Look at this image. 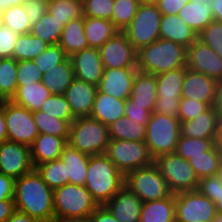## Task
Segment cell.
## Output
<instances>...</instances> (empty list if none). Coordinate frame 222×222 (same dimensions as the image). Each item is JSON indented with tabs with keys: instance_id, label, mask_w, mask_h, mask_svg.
<instances>
[{
	"instance_id": "obj_15",
	"label": "cell",
	"mask_w": 222,
	"mask_h": 222,
	"mask_svg": "<svg viewBox=\"0 0 222 222\" xmlns=\"http://www.w3.org/2000/svg\"><path fill=\"white\" fill-rule=\"evenodd\" d=\"M186 67L222 81V58L199 39L187 48Z\"/></svg>"
},
{
	"instance_id": "obj_36",
	"label": "cell",
	"mask_w": 222,
	"mask_h": 222,
	"mask_svg": "<svg viewBox=\"0 0 222 222\" xmlns=\"http://www.w3.org/2000/svg\"><path fill=\"white\" fill-rule=\"evenodd\" d=\"M50 44L32 35L31 33L18 35L13 50V58L16 61L33 60L44 52Z\"/></svg>"
},
{
	"instance_id": "obj_21",
	"label": "cell",
	"mask_w": 222,
	"mask_h": 222,
	"mask_svg": "<svg viewBox=\"0 0 222 222\" xmlns=\"http://www.w3.org/2000/svg\"><path fill=\"white\" fill-rule=\"evenodd\" d=\"M69 137H58L51 134H38L30 146L31 159L34 167L43 163L59 159L68 143Z\"/></svg>"
},
{
	"instance_id": "obj_44",
	"label": "cell",
	"mask_w": 222,
	"mask_h": 222,
	"mask_svg": "<svg viewBox=\"0 0 222 222\" xmlns=\"http://www.w3.org/2000/svg\"><path fill=\"white\" fill-rule=\"evenodd\" d=\"M4 27L11 28L18 35L31 31L30 20L27 17L23 5L11 6L2 12Z\"/></svg>"
},
{
	"instance_id": "obj_58",
	"label": "cell",
	"mask_w": 222,
	"mask_h": 222,
	"mask_svg": "<svg viewBox=\"0 0 222 222\" xmlns=\"http://www.w3.org/2000/svg\"><path fill=\"white\" fill-rule=\"evenodd\" d=\"M87 222H117L105 205H99L89 216Z\"/></svg>"
},
{
	"instance_id": "obj_70",
	"label": "cell",
	"mask_w": 222,
	"mask_h": 222,
	"mask_svg": "<svg viewBox=\"0 0 222 222\" xmlns=\"http://www.w3.org/2000/svg\"><path fill=\"white\" fill-rule=\"evenodd\" d=\"M211 222H222V216L216 215L215 218Z\"/></svg>"
},
{
	"instance_id": "obj_71",
	"label": "cell",
	"mask_w": 222,
	"mask_h": 222,
	"mask_svg": "<svg viewBox=\"0 0 222 222\" xmlns=\"http://www.w3.org/2000/svg\"><path fill=\"white\" fill-rule=\"evenodd\" d=\"M4 27L3 15L0 13V29Z\"/></svg>"
},
{
	"instance_id": "obj_60",
	"label": "cell",
	"mask_w": 222,
	"mask_h": 222,
	"mask_svg": "<svg viewBox=\"0 0 222 222\" xmlns=\"http://www.w3.org/2000/svg\"><path fill=\"white\" fill-rule=\"evenodd\" d=\"M7 140V127L5 120V100L0 101V143Z\"/></svg>"
},
{
	"instance_id": "obj_41",
	"label": "cell",
	"mask_w": 222,
	"mask_h": 222,
	"mask_svg": "<svg viewBox=\"0 0 222 222\" xmlns=\"http://www.w3.org/2000/svg\"><path fill=\"white\" fill-rule=\"evenodd\" d=\"M35 169L42 176L43 181L53 190L69 183L65 164L61 158L38 165Z\"/></svg>"
},
{
	"instance_id": "obj_29",
	"label": "cell",
	"mask_w": 222,
	"mask_h": 222,
	"mask_svg": "<svg viewBox=\"0 0 222 222\" xmlns=\"http://www.w3.org/2000/svg\"><path fill=\"white\" fill-rule=\"evenodd\" d=\"M75 79L70 58L54 66L43 75L42 84L50 90L51 94L64 95L67 88Z\"/></svg>"
},
{
	"instance_id": "obj_55",
	"label": "cell",
	"mask_w": 222,
	"mask_h": 222,
	"mask_svg": "<svg viewBox=\"0 0 222 222\" xmlns=\"http://www.w3.org/2000/svg\"><path fill=\"white\" fill-rule=\"evenodd\" d=\"M181 98H157L153 112L178 117Z\"/></svg>"
},
{
	"instance_id": "obj_38",
	"label": "cell",
	"mask_w": 222,
	"mask_h": 222,
	"mask_svg": "<svg viewBox=\"0 0 222 222\" xmlns=\"http://www.w3.org/2000/svg\"><path fill=\"white\" fill-rule=\"evenodd\" d=\"M33 120L39 134H51L58 137H69L70 127L73 121L55 118L41 110L32 111Z\"/></svg>"
},
{
	"instance_id": "obj_16",
	"label": "cell",
	"mask_w": 222,
	"mask_h": 222,
	"mask_svg": "<svg viewBox=\"0 0 222 222\" xmlns=\"http://www.w3.org/2000/svg\"><path fill=\"white\" fill-rule=\"evenodd\" d=\"M69 58L75 79L98 86L104 73L99 49L87 48L72 54Z\"/></svg>"
},
{
	"instance_id": "obj_39",
	"label": "cell",
	"mask_w": 222,
	"mask_h": 222,
	"mask_svg": "<svg viewBox=\"0 0 222 222\" xmlns=\"http://www.w3.org/2000/svg\"><path fill=\"white\" fill-rule=\"evenodd\" d=\"M17 62L13 57L0 58V101L11 100L16 93Z\"/></svg>"
},
{
	"instance_id": "obj_18",
	"label": "cell",
	"mask_w": 222,
	"mask_h": 222,
	"mask_svg": "<svg viewBox=\"0 0 222 222\" xmlns=\"http://www.w3.org/2000/svg\"><path fill=\"white\" fill-rule=\"evenodd\" d=\"M218 81L205 74L189 70L183 80L181 98L194 99L205 102L210 107L214 106L216 100Z\"/></svg>"
},
{
	"instance_id": "obj_59",
	"label": "cell",
	"mask_w": 222,
	"mask_h": 222,
	"mask_svg": "<svg viewBox=\"0 0 222 222\" xmlns=\"http://www.w3.org/2000/svg\"><path fill=\"white\" fill-rule=\"evenodd\" d=\"M15 211L14 200H0V222H6Z\"/></svg>"
},
{
	"instance_id": "obj_46",
	"label": "cell",
	"mask_w": 222,
	"mask_h": 222,
	"mask_svg": "<svg viewBox=\"0 0 222 222\" xmlns=\"http://www.w3.org/2000/svg\"><path fill=\"white\" fill-rule=\"evenodd\" d=\"M46 114L66 121H74L72 111L65 95L52 94L39 109Z\"/></svg>"
},
{
	"instance_id": "obj_51",
	"label": "cell",
	"mask_w": 222,
	"mask_h": 222,
	"mask_svg": "<svg viewBox=\"0 0 222 222\" xmlns=\"http://www.w3.org/2000/svg\"><path fill=\"white\" fill-rule=\"evenodd\" d=\"M18 34L11 28L0 29V58L13 57V50L17 42Z\"/></svg>"
},
{
	"instance_id": "obj_66",
	"label": "cell",
	"mask_w": 222,
	"mask_h": 222,
	"mask_svg": "<svg viewBox=\"0 0 222 222\" xmlns=\"http://www.w3.org/2000/svg\"><path fill=\"white\" fill-rule=\"evenodd\" d=\"M214 204L217 215L222 216V183L220 184V193L217 196V201Z\"/></svg>"
},
{
	"instance_id": "obj_7",
	"label": "cell",
	"mask_w": 222,
	"mask_h": 222,
	"mask_svg": "<svg viewBox=\"0 0 222 222\" xmlns=\"http://www.w3.org/2000/svg\"><path fill=\"white\" fill-rule=\"evenodd\" d=\"M124 186L136 194L143 203L161 200L172 194L155 163L126 174Z\"/></svg>"
},
{
	"instance_id": "obj_40",
	"label": "cell",
	"mask_w": 222,
	"mask_h": 222,
	"mask_svg": "<svg viewBox=\"0 0 222 222\" xmlns=\"http://www.w3.org/2000/svg\"><path fill=\"white\" fill-rule=\"evenodd\" d=\"M48 12L64 25L83 15L82 0H48Z\"/></svg>"
},
{
	"instance_id": "obj_28",
	"label": "cell",
	"mask_w": 222,
	"mask_h": 222,
	"mask_svg": "<svg viewBox=\"0 0 222 222\" xmlns=\"http://www.w3.org/2000/svg\"><path fill=\"white\" fill-rule=\"evenodd\" d=\"M140 222H175V194L142 204Z\"/></svg>"
},
{
	"instance_id": "obj_48",
	"label": "cell",
	"mask_w": 222,
	"mask_h": 222,
	"mask_svg": "<svg viewBox=\"0 0 222 222\" xmlns=\"http://www.w3.org/2000/svg\"><path fill=\"white\" fill-rule=\"evenodd\" d=\"M198 39L222 58V22L212 21L198 34Z\"/></svg>"
},
{
	"instance_id": "obj_3",
	"label": "cell",
	"mask_w": 222,
	"mask_h": 222,
	"mask_svg": "<svg viewBox=\"0 0 222 222\" xmlns=\"http://www.w3.org/2000/svg\"><path fill=\"white\" fill-rule=\"evenodd\" d=\"M84 186L98 205H105L124 186V175L105 154L93 155Z\"/></svg>"
},
{
	"instance_id": "obj_67",
	"label": "cell",
	"mask_w": 222,
	"mask_h": 222,
	"mask_svg": "<svg viewBox=\"0 0 222 222\" xmlns=\"http://www.w3.org/2000/svg\"><path fill=\"white\" fill-rule=\"evenodd\" d=\"M216 176L219 178V180L222 182V159L219 163V167H218V170H217V174Z\"/></svg>"
},
{
	"instance_id": "obj_43",
	"label": "cell",
	"mask_w": 222,
	"mask_h": 222,
	"mask_svg": "<svg viewBox=\"0 0 222 222\" xmlns=\"http://www.w3.org/2000/svg\"><path fill=\"white\" fill-rule=\"evenodd\" d=\"M138 0H114V10L111 22L115 28L123 32L135 17L138 6Z\"/></svg>"
},
{
	"instance_id": "obj_25",
	"label": "cell",
	"mask_w": 222,
	"mask_h": 222,
	"mask_svg": "<svg viewBox=\"0 0 222 222\" xmlns=\"http://www.w3.org/2000/svg\"><path fill=\"white\" fill-rule=\"evenodd\" d=\"M157 79L154 74L137 71L130 99L153 112L157 100Z\"/></svg>"
},
{
	"instance_id": "obj_32",
	"label": "cell",
	"mask_w": 222,
	"mask_h": 222,
	"mask_svg": "<svg viewBox=\"0 0 222 222\" xmlns=\"http://www.w3.org/2000/svg\"><path fill=\"white\" fill-rule=\"evenodd\" d=\"M184 23L199 34L213 19L212 7L205 2H188L177 14Z\"/></svg>"
},
{
	"instance_id": "obj_53",
	"label": "cell",
	"mask_w": 222,
	"mask_h": 222,
	"mask_svg": "<svg viewBox=\"0 0 222 222\" xmlns=\"http://www.w3.org/2000/svg\"><path fill=\"white\" fill-rule=\"evenodd\" d=\"M23 8L32 27L48 11V0H26Z\"/></svg>"
},
{
	"instance_id": "obj_31",
	"label": "cell",
	"mask_w": 222,
	"mask_h": 222,
	"mask_svg": "<svg viewBox=\"0 0 222 222\" xmlns=\"http://www.w3.org/2000/svg\"><path fill=\"white\" fill-rule=\"evenodd\" d=\"M51 92L42 82L18 86L11 101L23 106L29 111L39 110L46 99L51 96Z\"/></svg>"
},
{
	"instance_id": "obj_1",
	"label": "cell",
	"mask_w": 222,
	"mask_h": 222,
	"mask_svg": "<svg viewBox=\"0 0 222 222\" xmlns=\"http://www.w3.org/2000/svg\"><path fill=\"white\" fill-rule=\"evenodd\" d=\"M14 203L16 210L39 222H55L53 189L36 169L15 179Z\"/></svg>"
},
{
	"instance_id": "obj_22",
	"label": "cell",
	"mask_w": 222,
	"mask_h": 222,
	"mask_svg": "<svg viewBox=\"0 0 222 222\" xmlns=\"http://www.w3.org/2000/svg\"><path fill=\"white\" fill-rule=\"evenodd\" d=\"M219 113L211 106L196 118L180 122L181 135L191 138L216 139Z\"/></svg>"
},
{
	"instance_id": "obj_52",
	"label": "cell",
	"mask_w": 222,
	"mask_h": 222,
	"mask_svg": "<svg viewBox=\"0 0 222 222\" xmlns=\"http://www.w3.org/2000/svg\"><path fill=\"white\" fill-rule=\"evenodd\" d=\"M125 117L136 121L142 125H147L150 120L152 112L145 109V106H140L134 103L130 98L126 100Z\"/></svg>"
},
{
	"instance_id": "obj_30",
	"label": "cell",
	"mask_w": 222,
	"mask_h": 222,
	"mask_svg": "<svg viewBox=\"0 0 222 222\" xmlns=\"http://www.w3.org/2000/svg\"><path fill=\"white\" fill-rule=\"evenodd\" d=\"M84 32L89 48L99 49L119 31L110 20L84 17Z\"/></svg>"
},
{
	"instance_id": "obj_14",
	"label": "cell",
	"mask_w": 222,
	"mask_h": 222,
	"mask_svg": "<svg viewBox=\"0 0 222 222\" xmlns=\"http://www.w3.org/2000/svg\"><path fill=\"white\" fill-rule=\"evenodd\" d=\"M34 169L30 146L8 140L0 143V173L17 179Z\"/></svg>"
},
{
	"instance_id": "obj_17",
	"label": "cell",
	"mask_w": 222,
	"mask_h": 222,
	"mask_svg": "<svg viewBox=\"0 0 222 222\" xmlns=\"http://www.w3.org/2000/svg\"><path fill=\"white\" fill-rule=\"evenodd\" d=\"M137 68L104 69L97 90L122 100L130 98Z\"/></svg>"
},
{
	"instance_id": "obj_65",
	"label": "cell",
	"mask_w": 222,
	"mask_h": 222,
	"mask_svg": "<svg viewBox=\"0 0 222 222\" xmlns=\"http://www.w3.org/2000/svg\"><path fill=\"white\" fill-rule=\"evenodd\" d=\"M215 144H217L220 148L222 147V114H219L218 116L217 134H216Z\"/></svg>"
},
{
	"instance_id": "obj_50",
	"label": "cell",
	"mask_w": 222,
	"mask_h": 222,
	"mask_svg": "<svg viewBox=\"0 0 222 222\" xmlns=\"http://www.w3.org/2000/svg\"><path fill=\"white\" fill-rule=\"evenodd\" d=\"M209 108L210 106L205 102L196 101L194 99L181 98L178 119L180 122L194 119Z\"/></svg>"
},
{
	"instance_id": "obj_33",
	"label": "cell",
	"mask_w": 222,
	"mask_h": 222,
	"mask_svg": "<svg viewBox=\"0 0 222 222\" xmlns=\"http://www.w3.org/2000/svg\"><path fill=\"white\" fill-rule=\"evenodd\" d=\"M186 67L155 75L157 79V98H181Z\"/></svg>"
},
{
	"instance_id": "obj_62",
	"label": "cell",
	"mask_w": 222,
	"mask_h": 222,
	"mask_svg": "<svg viewBox=\"0 0 222 222\" xmlns=\"http://www.w3.org/2000/svg\"><path fill=\"white\" fill-rule=\"evenodd\" d=\"M211 7L214 21L222 22V0H214Z\"/></svg>"
},
{
	"instance_id": "obj_68",
	"label": "cell",
	"mask_w": 222,
	"mask_h": 222,
	"mask_svg": "<svg viewBox=\"0 0 222 222\" xmlns=\"http://www.w3.org/2000/svg\"><path fill=\"white\" fill-rule=\"evenodd\" d=\"M189 1L193 2V3H197V4H198V2H205L209 6H212L214 0H189Z\"/></svg>"
},
{
	"instance_id": "obj_6",
	"label": "cell",
	"mask_w": 222,
	"mask_h": 222,
	"mask_svg": "<svg viewBox=\"0 0 222 222\" xmlns=\"http://www.w3.org/2000/svg\"><path fill=\"white\" fill-rule=\"evenodd\" d=\"M110 142L108 126L91 117H78L71 123L68 143L90 156L105 154Z\"/></svg>"
},
{
	"instance_id": "obj_9",
	"label": "cell",
	"mask_w": 222,
	"mask_h": 222,
	"mask_svg": "<svg viewBox=\"0 0 222 222\" xmlns=\"http://www.w3.org/2000/svg\"><path fill=\"white\" fill-rule=\"evenodd\" d=\"M161 18L156 4H139L135 17L123 33L138 51L160 38Z\"/></svg>"
},
{
	"instance_id": "obj_49",
	"label": "cell",
	"mask_w": 222,
	"mask_h": 222,
	"mask_svg": "<svg viewBox=\"0 0 222 222\" xmlns=\"http://www.w3.org/2000/svg\"><path fill=\"white\" fill-rule=\"evenodd\" d=\"M43 74L32 60L17 62V84L23 86L41 82Z\"/></svg>"
},
{
	"instance_id": "obj_69",
	"label": "cell",
	"mask_w": 222,
	"mask_h": 222,
	"mask_svg": "<svg viewBox=\"0 0 222 222\" xmlns=\"http://www.w3.org/2000/svg\"><path fill=\"white\" fill-rule=\"evenodd\" d=\"M140 4H156L158 0H138Z\"/></svg>"
},
{
	"instance_id": "obj_47",
	"label": "cell",
	"mask_w": 222,
	"mask_h": 222,
	"mask_svg": "<svg viewBox=\"0 0 222 222\" xmlns=\"http://www.w3.org/2000/svg\"><path fill=\"white\" fill-rule=\"evenodd\" d=\"M84 17L112 20L114 0H82Z\"/></svg>"
},
{
	"instance_id": "obj_10",
	"label": "cell",
	"mask_w": 222,
	"mask_h": 222,
	"mask_svg": "<svg viewBox=\"0 0 222 222\" xmlns=\"http://www.w3.org/2000/svg\"><path fill=\"white\" fill-rule=\"evenodd\" d=\"M154 163L158 166L172 194L197 189L199 179L188 160L176 153H169L158 157Z\"/></svg>"
},
{
	"instance_id": "obj_35",
	"label": "cell",
	"mask_w": 222,
	"mask_h": 222,
	"mask_svg": "<svg viewBox=\"0 0 222 222\" xmlns=\"http://www.w3.org/2000/svg\"><path fill=\"white\" fill-rule=\"evenodd\" d=\"M146 126L125 116L108 126L110 139L145 141Z\"/></svg>"
},
{
	"instance_id": "obj_27",
	"label": "cell",
	"mask_w": 222,
	"mask_h": 222,
	"mask_svg": "<svg viewBox=\"0 0 222 222\" xmlns=\"http://www.w3.org/2000/svg\"><path fill=\"white\" fill-rule=\"evenodd\" d=\"M58 44L69 57L89 48L84 32V16L71 20L64 26Z\"/></svg>"
},
{
	"instance_id": "obj_45",
	"label": "cell",
	"mask_w": 222,
	"mask_h": 222,
	"mask_svg": "<svg viewBox=\"0 0 222 222\" xmlns=\"http://www.w3.org/2000/svg\"><path fill=\"white\" fill-rule=\"evenodd\" d=\"M69 56L59 44L50 45L44 52L35 57L32 61L44 75L54 66L65 62Z\"/></svg>"
},
{
	"instance_id": "obj_4",
	"label": "cell",
	"mask_w": 222,
	"mask_h": 222,
	"mask_svg": "<svg viewBox=\"0 0 222 222\" xmlns=\"http://www.w3.org/2000/svg\"><path fill=\"white\" fill-rule=\"evenodd\" d=\"M55 222H87L99 206L85 186L67 183L53 190Z\"/></svg>"
},
{
	"instance_id": "obj_37",
	"label": "cell",
	"mask_w": 222,
	"mask_h": 222,
	"mask_svg": "<svg viewBox=\"0 0 222 222\" xmlns=\"http://www.w3.org/2000/svg\"><path fill=\"white\" fill-rule=\"evenodd\" d=\"M64 24L53 17L48 11L32 27L30 33L50 45L58 44L60 41Z\"/></svg>"
},
{
	"instance_id": "obj_12",
	"label": "cell",
	"mask_w": 222,
	"mask_h": 222,
	"mask_svg": "<svg viewBox=\"0 0 222 222\" xmlns=\"http://www.w3.org/2000/svg\"><path fill=\"white\" fill-rule=\"evenodd\" d=\"M7 140L31 146L38 136L32 111L5 100Z\"/></svg>"
},
{
	"instance_id": "obj_20",
	"label": "cell",
	"mask_w": 222,
	"mask_h": 222,
	"mask_svg": "<svg viewBox=\"0 0 222 222\" xmlns=\"http://www.w3.org/2000/svg\"><path fill=\"white\" fill-rule=\"evenodd\" d=\"M97 86L74 79L65 92L74 118L90 117L92 112Z\"/></svg>"
},
{
	"instance_id": "obj_13",
	"label": "cell",
	"mask_w": 222,
	"mask_h": 222,
	"mask_svg": "<svg viewBox=\"0 0 222 222\" xmlns=\"http://www.w3.org/2000/svg\"><path fill=\"white\" fill-rule=\"evenodd\" d=\"M104 69L137 68V50L123 32H118L99 48Z\"/></svg>"
},
{
	"instance_id": "obj_23",
	"label": "cell",
	"mask_w": 222,
	"mask_h": 222,
	"mask_svg": "<svg viewBox=\"0 0 222 222\" xmlns=\"http://www.w3.org/2000/svg\"><path fill=\"white\" fill-rule=\"evenodd\" d=\"M160 38L168 39L188 48L197 39L198 34L177 15H162Z\"/></svg>"
},
{
	"instance_id": "obj_8",
	"label": "cell",
	"mask_w": 222,
	"mask_h": 222,
	"mask_svg": "<svg viewBox=\"0 0 222 222\" xmlns=\"http://www.w3.org/2000/svg\"><path fill=\"white\" fill-rule=\"evenodd\" d=\"M105 155L124 176L154 163L145 141L110 139Z\"/></svg>"
},
{
	"instance_id": "obj_54",
	"label": "cell",
	"mask_w": 222,
	"mask_h": 222,
	"mask_svg": "<svg viewBox=\"0 0 222 222\" xmlns=\"http://www.w3.org/2000/svg\"><path fill=\"white\" fill-rule=\"evenodd\" d=\"M221 183L222 182L216 175L205 177L199 179L197 190L215 203L217 201V196L220 193Z\"/></svg>"
},
{
	"instance_id": "obj_63",
	"label": "cell",
	"mask_w": 222,
	"mask_h": 222,
	"mask_svg": "<svg viewBox=\"0 0 222 222\" xmlns=\"http://www.w3.org/2000/svg\"><path fill=\"white\" fill-rule=\"evenodd\" d=\"M26 0H0V13L7 10L11 6L23 5Z\"/></svg>"
},
{
	"instance_id": "obj_26",
	"label": "cell",
	"mask_w": 222,
	"mask_h": 222,
	"mask_svg": "<svg viewBox=\"0 0 222 222\" xmlns=\"http://www.w3.org/2000/svg\"><path fill=\"white\" fill-rule=\"evenodd\" d=\"M60 158L65 164L66 177H69V183L84 186L90 155L80 152L67 143Z\"/></svg>"
},
{
	"instance_id": "obj_2",
	"label": "cell",
	"mask_w": 222,
	"mask_h": 222,
	"mask_svg": "<svg viewBox=\"0 0 222 222\" xmlns=\"http://www.w3.org/2000/svg\"><path fill=\"white\" fill-rule=\"evenodd\" d=\"M187 48L159 38L137 51V69L154 75L186 67Z\"/></svg>"
},
{
	"instance_id": "obj_64",
	"label": "cell",
	"mask_w": 222,
	"mask_h": 222,
	"mask_svg": "<svg viewBox=\"0 0 222 222\" xmlns=\"http://www.w3.org/2000/svg\"><path fill=\"white\" fill-rule=\"evenodd\" d=\"M214 107L216 108L219 114H222V81H219L217 85V93Z\"/></svg>"
},
{
	"instance_id": "obj_19",
	"label": "cell",
	"mask_w": 222,
	"mask_h": 222,
	"mask_svg": "<svg viewBox=\"0 0 222 222\" xmlns=\"http://www.w3.org/2000/svg\"><path fill=\"white\" fill-rule=\"evenodd\" d=\"M142 204L143 202L136 194L123 186L105 206L117 222H140Z\"/></svg>"
},
{
	"instance_id": "obj_61",
	"label": "cell",
	"mask_w": 222,
	"mask_h": 222,
	"mask_svg": "<svg viewBox=\"0 0 222 222\" xmlns=\"http://www.w3.org/2000/svg\"><path fill=\"white\" fill-rule=\"evenodd\" d=\"M6 222H39L26 213L16 210Z\"/></svg>"
},
{
	"instance_id": "obj_11",
	"label": "cell",
	"mask_w": 222,
	"mask_h": 222,
	"mask_svg": "<svg viewBox=\"0 0 222 222\" xmlns=\"http://www.w3.org/2000/svg\"><path fill=\"white\" fill-rule=\"evenodd\" d=\"M215 204L197 189L175 194V222H211Z\"/></svg>"
},
{
	"instance_id": "obj_42",
	"label": "cell",
	"mask_w": 222,
	"mask_h": 222,
	"mask_svg": "<svg viewBox=\"0 0 222 222\" xmlns=\"http://www.w3.org/2000/svg\"><path fill=\"white\" fill-rule=\"evenodd\" d=\"M216 139L191 138L180 135L175 153L185 160L192 156L204 155L215 145Z\"/></svg>"
},
{
	"instance_id": "obj_5",
	"label": "cell",
	"mask_w": 222,
	"mask_h": 222,
	"mask_svg": "<svg viewBox=\"0 0 222 222\" xmlns=\"http://www.w3.org/2000/svg\"><path fill=\"white\" fill-rule=\"evenodd\" d=\"M181 135V123L178 117L152 112L146 126L145 143L152 158L175 153Z\"/></svg>"
},
{
	"instance_id": "obj_57",
	"label": "cell",
	"mask_w": 222,
	"mask_h": 222,
	"mask_svg": "<svg viewBox=\"0 0 222 222\" xmlns=\"http://www.w3.org/2000/svg\"><path fill=\"white\" fill-rule=\"evenodd\" d=\"M15 179L0 173V200H14Z\"/></svg>"
},
{
	"instance_id": "obj_34",
	"label": "cell",
	"mask_w": 222,
	"mask_h": 222,
	"mask_svg": "<svg viewBox=\"0 0 222 222\" xmlns=\"http://www.w3.org/2000/svg\"><path fill=\"white\" fill-rule=\"evenodd\" d=\"M222 159V150L215 144L209 151H205L204 155L192 156L188 161L198 179L215 176Z\"/></svg>"
},
{
	"instance_id": "obj_56",
	"label": "cell",
	"mask_w": 222,
	"mask_h": 222,
	"mask_svg": "<svg viewBox=\"0 0 222 222\" xmlns=\"http://www.w3.org/2000/svg\"><path fill=\"white\" fill-rule=\"evenodd\" d=\"M189 0H158L156 5L161 15H177Z\"/></svg>"
},
{
	"instance_id": "obj_24",
	"label": "cell",
	"mask_w": 222,
	"mask_h": 222,
	"mask_svg": "<svg viewBox=\"0 0 222 222\" xmlns=\"http://www.w3.org/2000/svg\"><path fill=\"white\" fill-rule=\"evenodd\" d=\"M126 100L109 96L97 90L90 117L109 126L125 116Z\"/></svg>"
}]
</instances>
